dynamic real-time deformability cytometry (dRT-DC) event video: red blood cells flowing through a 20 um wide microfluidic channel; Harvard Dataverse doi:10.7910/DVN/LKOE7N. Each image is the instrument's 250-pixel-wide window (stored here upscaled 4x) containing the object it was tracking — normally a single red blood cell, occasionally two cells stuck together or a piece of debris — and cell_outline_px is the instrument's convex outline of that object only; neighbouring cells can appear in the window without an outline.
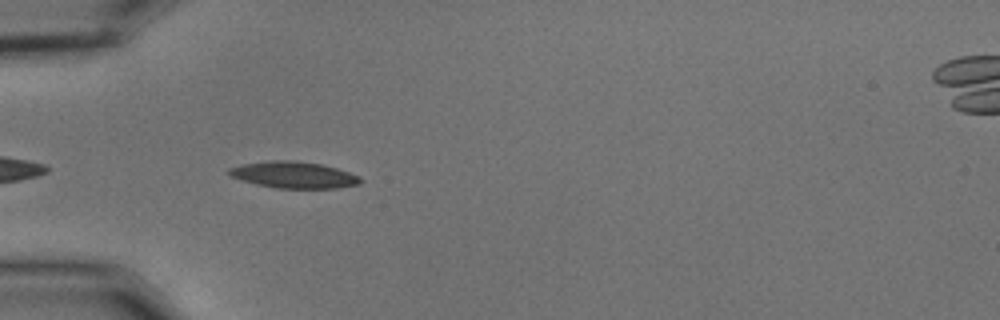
{"species": "common noctule bat (a hibernating species)", "species_latin": "Nyctalus noctula", "temperature_condition": "cold", "stored_images_in_passage": 7, "camera_frame_rate_fps": 3000, "um_per_image_px": 0.085, "animal": {"sex": "male", "body_mass_g": 15.6}, "frame": {"image": 1, "passage_image": 3, "time_ms": 0.667, "image_size_px": [1000, 320], "cell_outline_px": [[364, 180], [360, 184], [336, 188], [276, 188], [256, 184], [232, 176], [228, 172], [228, 168], [244, 164], [268, 160], [292, 160], [320, 164], [336, 168], [360, 176]], "centroid_in_image_um": [25.01, 14.86], "position_along_channel_um": 60.0, "area_um2": 20.17}}